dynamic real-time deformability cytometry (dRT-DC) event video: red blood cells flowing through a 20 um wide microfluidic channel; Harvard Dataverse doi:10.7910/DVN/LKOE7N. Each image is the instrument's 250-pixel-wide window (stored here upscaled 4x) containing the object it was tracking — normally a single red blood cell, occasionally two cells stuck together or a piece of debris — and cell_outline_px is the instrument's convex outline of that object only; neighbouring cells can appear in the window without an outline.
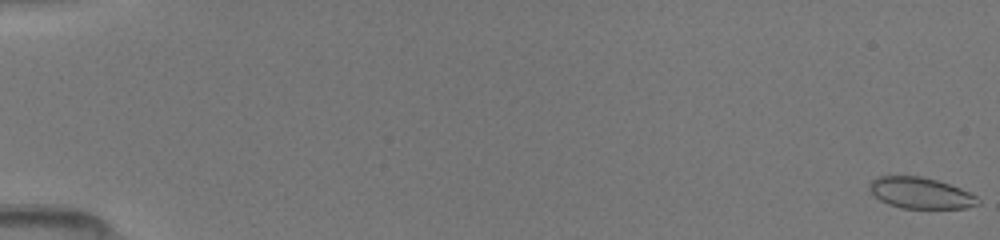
{"species": "common noctule bat (a hibernating species)", "species_latin": "Nyctalus noctula", "temperature_condition": "room temperature", "stored_images_in_passage": 51, "camera_frame_rate_fps": 3000, "um_per_image_px": 0.085, "animal": {"sex": "female", "body_mass_g": 19.5, "forearm_length_mm": 54.1}, "frame": {"image": 1, "passage_image": 1, "time_ms": 0.0, "image_size_px": [1000, 240], "cell_outline_px": [[980, 204], [968, 208], [900, 208], [888, 204], [880, 200], [868, 188], [868, 184], [876, 176], [920, 176], [936, 180], [960, 188], [976, 196], [980, 200]], "centroid_in_image_um": [78.24, 16.41], "position_along_channel_um": 6.8, "area_um2": 19.65}}
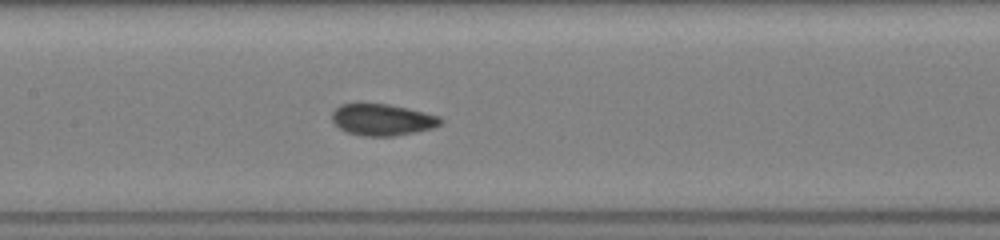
{"frame": {"image": 2, "passage_image": 26, "time_ms": 8.333, "image_size_px": [1000, 240], "cell_outline_px": [[444, 120], [440, 124], [432, 128], [416, 132], [396, 136], [364, 136], [348, 132], [340, 128], [332, 120], [332, 112], [340, 104], [388, 104], [408, 108], [440, 116]], "centroid_in_image_um": [32.52, 10.18], "position_along_channel_um": 174.9, "area_um2": 19.88}}
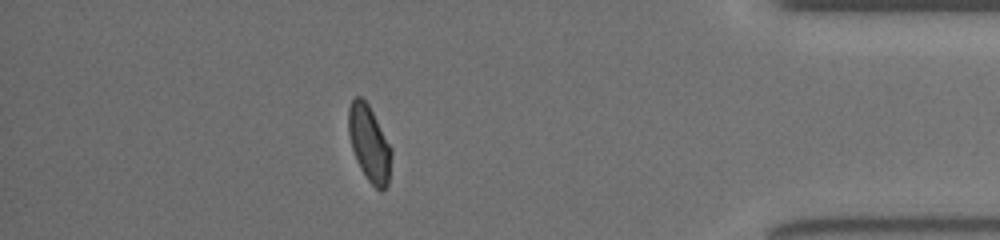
{"frame": {"image": 3, "passage_image": 45, "time_ms": 14.667, "image_size_px": [1000, 240], "cell_outline_px": [[392, 152], [388, 184], [384, 192], [380, 192], [368, 180], [360, 168], [356, 160], [352, 148], [348, 132], [348, 108], [352, 100], [356, 96], [360, 96], [368, 104], [392, 148]], "centroid_in_image_um": [31.39, 12.23], "position_along_channel_um": 403.8, "area_um2": 19.02}}